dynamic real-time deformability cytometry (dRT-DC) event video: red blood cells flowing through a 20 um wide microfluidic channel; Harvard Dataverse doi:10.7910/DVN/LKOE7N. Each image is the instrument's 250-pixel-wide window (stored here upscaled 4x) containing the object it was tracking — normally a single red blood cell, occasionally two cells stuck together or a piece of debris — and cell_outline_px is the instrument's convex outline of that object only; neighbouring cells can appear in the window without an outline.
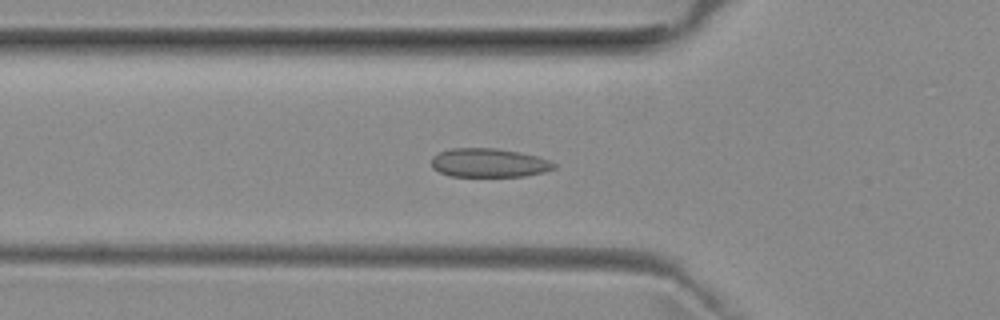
{"species": "common noctule bat (a hibernating species)", "species_latin": "Nyctalus noctula", "temperature_condition": "room temperature", "stored_images_in_passage": 43, "camera_frame_rate_fps": 3000, "um_per_image_px": 0.085, "animal": {"sex": "female", "body_mass_g": 29.2, "forearm_length_mm": 56.3}, "frame": {"image": 1, "passage_image": 13, "time_ms": 4.0, "image_size_px": [1000, 320], "cell_outline_px": [[556, 168], [544, 172], [524, 176], [448, 176], [432, 168], [432, 156], [440, 152], [452, 148], [496, 148], [520, 152], [540, 156], [556, 164]], "centroid_in_image_um": [41.57, 13.84], "position_along_channel_um": 84.2, "area_um2": 20.69}}
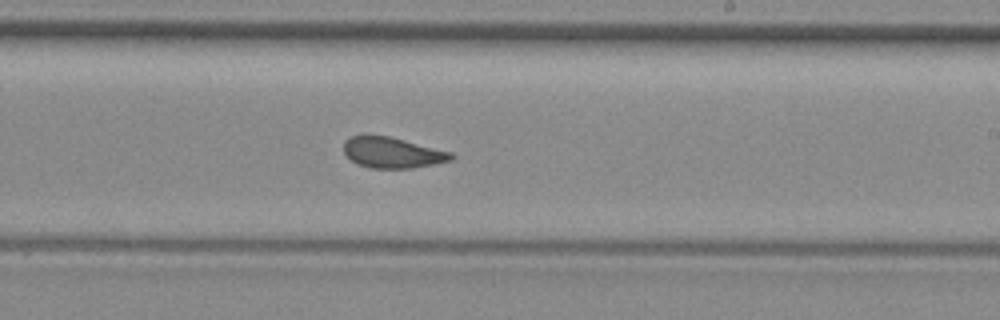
{"frame": {"image": 2, "passage_image": 26, "time_ms": 8.333, "image_size_px": [1000, 320], "cell_outline_px": [[456, 156], [452, 160], [412, 168], [368, 168], [356, 164], [344, 152], [344, 140], [348, 136], [364, 132], [388, 136], [452, 152]], "centroid_in_image_um": [33.28, 12.94], "position_along_channel_um": 255.7, "area_um2": 19.71}}
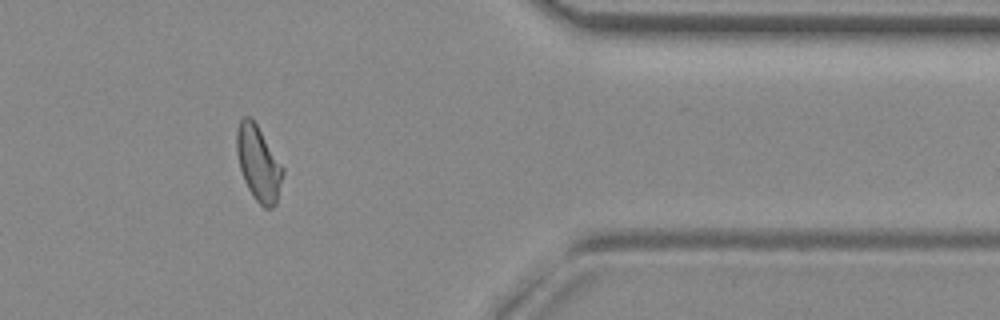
{"frame": {"image": 3, "passage_image": 38, "time_ms": 12.333, "image_size_px": [1000, 320], "cell_outline_px": [[284, 172], [276, 204], [272, 208], [264, 208], [252, 196], [244, 180], [240, 168], [236, 152], [236, 132], [240, 120], [244, 116], [248, 116], [256, 124], [284, 168]], "centroid_in_image_um": [21.96, 13.91], "position_along_channel_um": 389.4, "area_um2": 20.0}, "authors_computed_cell_mechanics": {"area_um2": 19.9988, "velocity_mm_per_s": 3.9488, "shape_relaxation_time_tau1_ms": null, "shape_relaxation_time_tau2_ms": 1.0659, "deformation_change_tau1": null, "deformation_change_tau2": 0.0872}}